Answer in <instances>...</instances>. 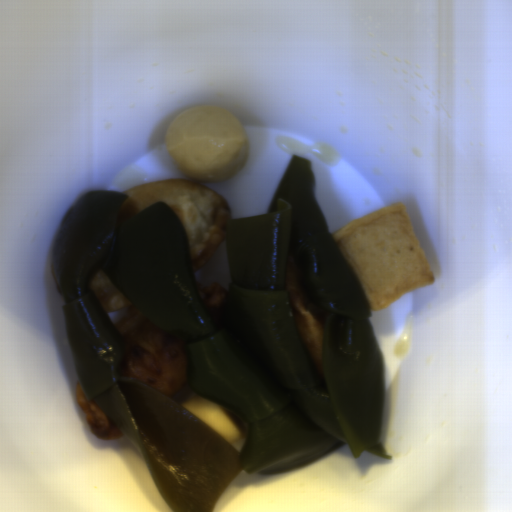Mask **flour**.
<instances>
[{
	"label": "flour",
	"mask_w": 512,
	"mask_h": 512,
	"mask_svg": "<svg viewBox=\"0 0 512 512\" xmlns=\"http://www.w3.org/2000/svg\"><path fill=\"white\" fill-rule=\"evenodd\" d=\"M88 288L106 314L126 309L115 323L125 345L123 360L118 366L120 375L133 377L173 398L188 382L185 341L157 328L100 268Z\"/></svg>",
	"instance_id": "c2a2500e"
},
{
	"label": "flour",
	"mask_w": 512,
	"mask_h": 512,
	"mask_svg": "<svg viewBox=\"0 0 512 512\" xmlns=\"http://www.w3.org/2000/svg\"><path fill=\"white\" fill-rule=\"evenodd\" d=\"M124 192L127 197L116 219V226L158 202H165L185 227L193 271L210 261L223 240L231 217L227 200L190 178L165 179L136 185Z\"/></svg>",
	"instance_id": "a7fe0414"
},
{
	"label": "flour",
	"mask_w": 512,
	"mask_h": 512,
	"mask_svg": "<svg viewBox=\"0 0 512 512\" xmlns=\"http://www.w3.org/2000/svg\"><path fill=\"white\" fill-rule=\"evenodd\" d=\"M287 292L291 298L297 334L309 354L319 376L324 374L325 332L306 306V299L295 258L288 259Z\"/></svg>",
	"instance_id": "66d56a37"
},
{
	"label": "flour",
	"mask_w": 512,
	"mask_h": 512,
	"mask_svg": "<svg viewBox=\"0 0 512 512\" xmlns=\"http://www.w3.org/2000/svg\"><path fill=\"white\" fill-rule=\"evenodd\" d=\"M75 402L81 408L82 416L93 437L118 438L126 435L113 421L103 414L88 398L80 380L75 386Z\"/></svg>",
	"instance_id": "cc3e68f7"
},
{
	"label": "flour",
	"mask_w": 512,
	"mask_h": 512,
	"mask_svg": "<svg viewBox=\"0 0 512 512\" xmlns=\"http://www.w3.org/2000/svg\"><path fill=\"white\" fill-rule=\"evenodd\" d=\"M197 287L203 300L215 313L228 288L221 283L212 282L208 285H197Z\"/></svg>",
	"instance_id": "db9e18be"
}]
</instances>
